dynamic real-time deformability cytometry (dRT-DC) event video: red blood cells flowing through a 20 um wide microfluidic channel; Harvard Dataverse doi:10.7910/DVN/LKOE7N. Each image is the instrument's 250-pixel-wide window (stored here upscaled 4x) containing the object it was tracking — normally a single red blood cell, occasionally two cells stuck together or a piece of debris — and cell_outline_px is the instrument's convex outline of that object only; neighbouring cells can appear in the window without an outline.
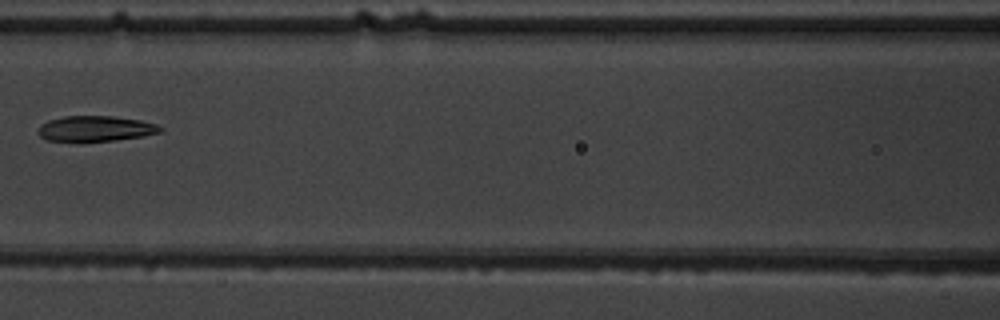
{"species": "common noctule bat (a hibernating species)", "species_latin": "Nyctalus noctula", "temperature_condition": "warm", "stored_images_in_passage": 6, "camera_frame_rate_fps": 3000, "um_per_image_px": 0.085, "animal": {"sex": "male", "body_mass_g": 19.5, "forearm_length_mm": 54.6}, "frame": {"image": 1, "passage_image": 5, "time_ms": 5.0, "image_size_px": [1000, 320], "cell_outline_px": [[164, 128], [160, 132], [144, 136], [116, 140], [76, 144], [48, 140], [40, 136], [40, 124], [48, 120], [64, 116], [112, 116], [140, 120], [156, 124]], "centroid_in_image_um": [8.09, 10.97], "position_along_channel_um": 158.5, "area_um2": 18.73}}
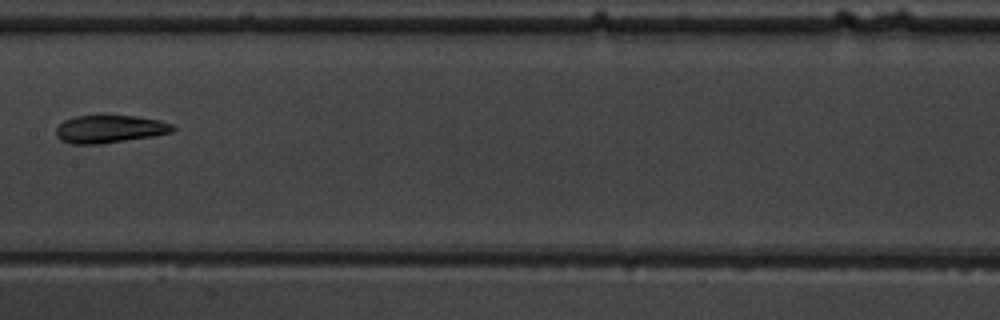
{"frame": {"image": 2, "passage_image": 6, "time_ms": 6.0, "image_size_px": [1000, 320], "cell_outline_px": [[176, 128], [172, 132], [152, 136], [100, 144], [72, 144], [60, 140], [56, 136], [56, 128], [64, 120], [76, 116], [104, 112], [136, 116], [160, 120], [172, 124]], "centroid_in_image_um": [9.3, 10.92], "position_along_channel_um": 198.1, "area_um2": 19.65}}